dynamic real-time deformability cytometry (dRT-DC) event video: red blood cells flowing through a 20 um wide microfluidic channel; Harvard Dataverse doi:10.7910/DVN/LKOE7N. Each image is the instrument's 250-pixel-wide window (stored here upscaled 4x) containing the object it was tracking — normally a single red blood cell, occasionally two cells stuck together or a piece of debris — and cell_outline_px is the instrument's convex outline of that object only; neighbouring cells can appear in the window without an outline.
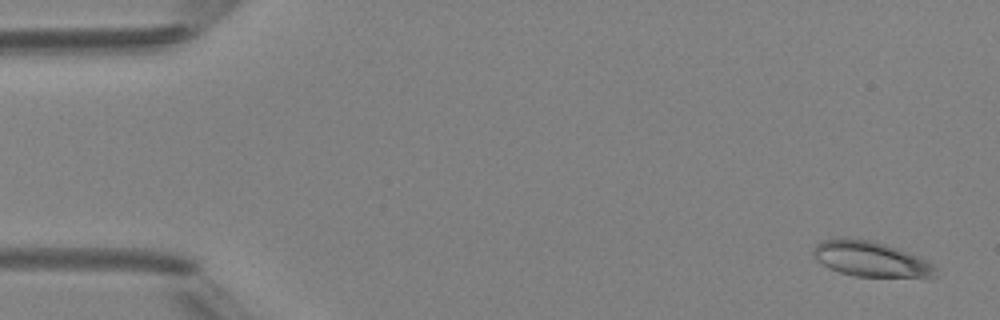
{"species": "Egyptian fruit bat (a non-hibernating species)", "species_latin": "Rousettus aegyptiacus", "temperature_condition": "room temperature", "stored_images_in_passage": 4, "camera_frame_rate_fps": 3000, "um_per_image_px": 0.085, "animal": {"sex": "female"}, "frame": {"image": 1, "passage_image": 1, "time_ms": 0.0, "image_size_px": [1000, 320], "cell_outline_px": [[940, 276], [856, 276], [840, 272], [828, 268], [816, 260], [812, 252], [816, 244], [824, 240], [840, 236], [872, 240], [908, 252], [932, 264], [936, 268]], "centroid_in_image_um": [73.94, 21.99], "position_along_channel_um": 11.1, "area_um2": 24.91}}